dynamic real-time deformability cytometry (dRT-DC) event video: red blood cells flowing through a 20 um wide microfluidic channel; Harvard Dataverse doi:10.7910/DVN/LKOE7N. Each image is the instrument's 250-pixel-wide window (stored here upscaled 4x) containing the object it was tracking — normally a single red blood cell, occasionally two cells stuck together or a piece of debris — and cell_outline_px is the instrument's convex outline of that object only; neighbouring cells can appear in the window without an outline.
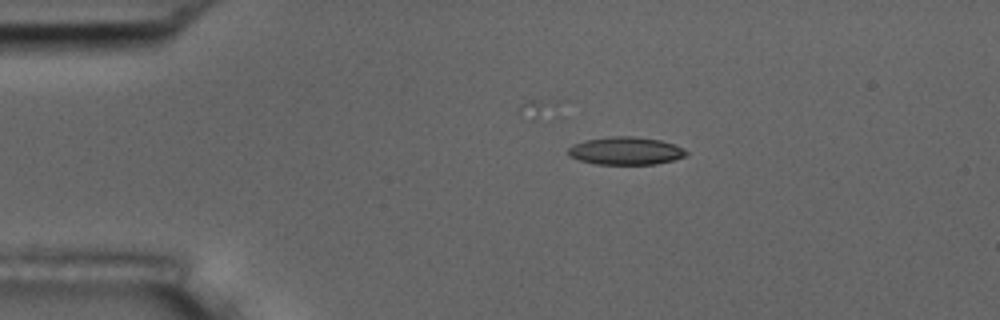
{"species": "common noctule bat (a hibernating species)", "species_latin": "Nyctalus noctula", "temperature_condition": "room temperature", "stored_images_in_passage": 12, "camera_frame_rate_fps": 3000, "um_per_image_px": 0.085, "animal": {"sex": "male", "body_mass_g": 17.5, "forearm_length_mm": 52.3}, "frame": {"image": 1, "passage_image": 1, "time_ms": 0.0, "image_size_px": [1000, 320], "cell_outline_px": [[688, 152], [684, 156], [672, 160], [656, 164], [596, 164], [580, 160], [568, 156], [568, 148], [572, 144], [584, 140], [608, 136], [632, 136], [660, 140], [684, 148]], "centroid_in_image_um": [53.14, 12.81], "position_along_channel_um": 31.9, "area_um2": 19.13}}
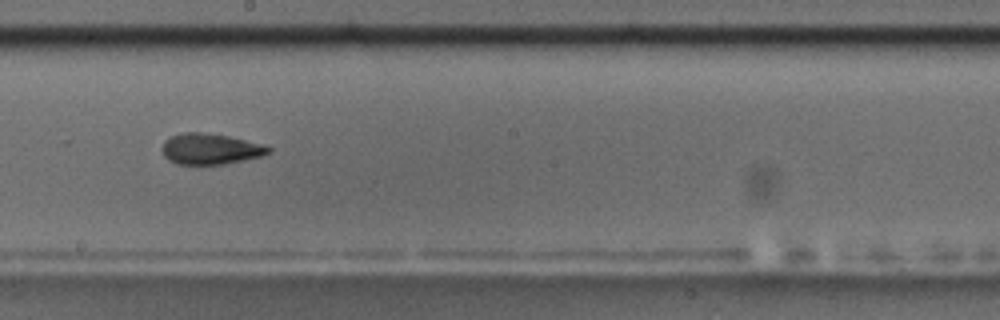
{"frame": {"image": 2, "passage_image": 6, "time_ms": 6.667, "image_size_px": [1000, 320], "cell_outline_px": [[272, 152], [260, 156], [244, 160], [224, 164], [176, 164], [168, 160], [164, 156], [160, 148], [164, 140], [172, 136], [184, 132], [200, 132], [228, 136], [264, 144], [272, 148]], "centroid_in_image_um": [17.86, 12.66], "position_along_channel_um": 230.3, "area_um2": 19.25}}